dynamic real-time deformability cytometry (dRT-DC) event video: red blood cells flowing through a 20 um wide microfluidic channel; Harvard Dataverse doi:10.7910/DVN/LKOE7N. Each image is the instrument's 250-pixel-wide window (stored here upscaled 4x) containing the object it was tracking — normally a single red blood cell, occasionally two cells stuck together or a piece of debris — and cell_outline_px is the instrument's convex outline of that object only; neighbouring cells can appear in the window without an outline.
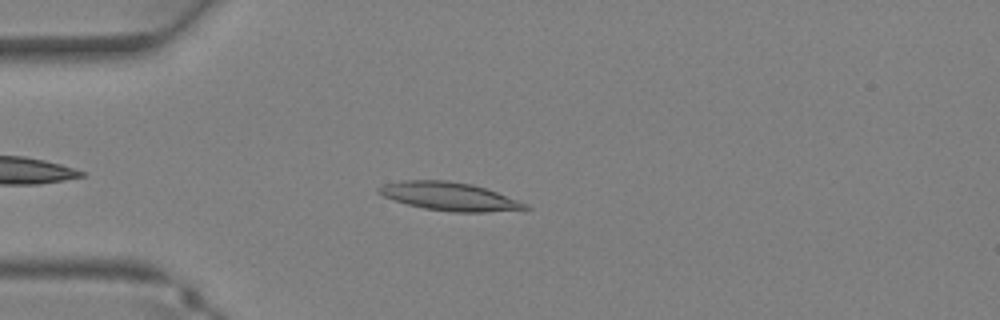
{"species": "Egyptian fruit bat (a non-hibernating species)", "species_latin": "Rousettus aegyptiacus", "temperature_condition": "warm", "stored_images_in_passage": 29, "camera_frame_rate_fps": 3000, "um_per_image_px": 0.085, "animal": {"sex": "female"}, "frame": {"image": 1, "passage_image": 2, "time_ms": 0.333, "image_size_px": [1000, 320], "cell_outline_px": [[532, 208], [484, 212], [456, 212], [424, 208], [408, 204], [384, 196], [376, 192], [376, 188], [384, 184], [404, 180], [448, 180], [472, 184], [496, 192], [528, 204]], "centroid_in_image_um": [38.18, 16.68], "position_along_channel_um": 46.8, "area_um2": 23.81}}
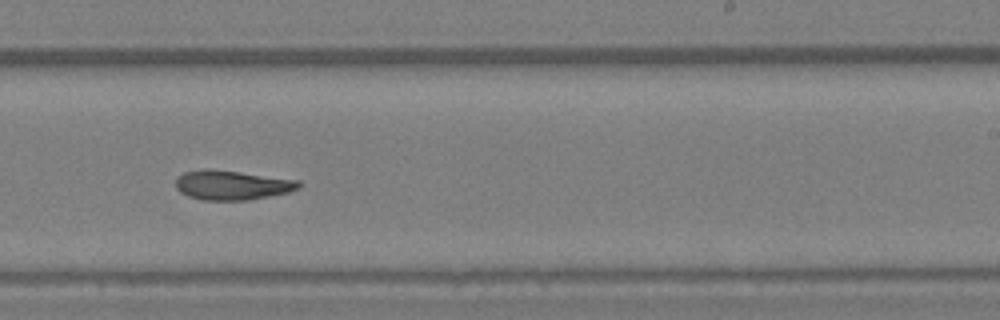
{"frame": {"image": 2, "passage_image": 15, "time_ms": 4.667, "image_size_px": [1000, 320], "cell_outline_px": [[300, 184], [296, 188], [288, 192], [248, 200], [204, 200], [188, 196], [180, 192], [176, 188], [176, 176], [184, 172], [204, 168], [212, 168], [300, 180]], "centroid_in_image_um": [19.66, 15.71], "position_along_channel_um": 269.3, "area_um2": 21.21}}
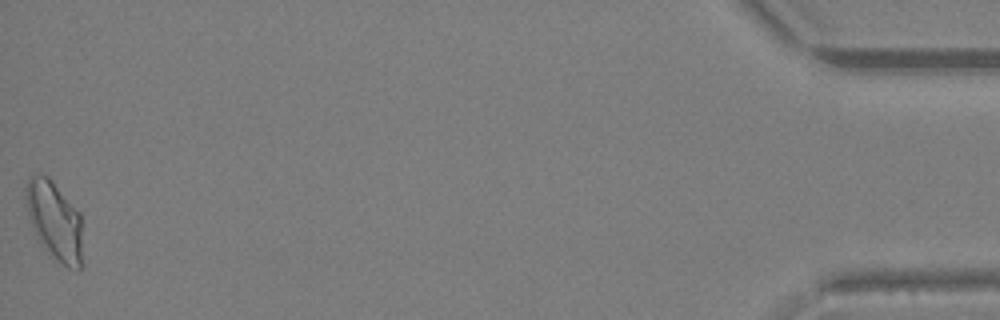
{"frame": {"image": 3, "passage_image": 29, "time_ms": 9.333, "image_size_px": [1000, 320], "cell_outline_px": [[80, 268], [76, 272], [68, 268], [56, 260], [52, 256], [36, 236], [28, 212], [24, 188], [28, 176], [48, 176], [52, 180], [80, 212]], "centroid_in_image_um": [4.62, 18.73], "position_along_channel_um": 430.6, "area_um2": 25.43}}